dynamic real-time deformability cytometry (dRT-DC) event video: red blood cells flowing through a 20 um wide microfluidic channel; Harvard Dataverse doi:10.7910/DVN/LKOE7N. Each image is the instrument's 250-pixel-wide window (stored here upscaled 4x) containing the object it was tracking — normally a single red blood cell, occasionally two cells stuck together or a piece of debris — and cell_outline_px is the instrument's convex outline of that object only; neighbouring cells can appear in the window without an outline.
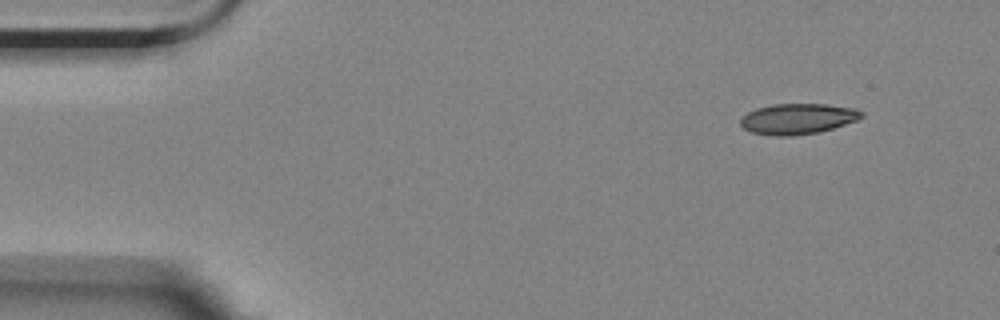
{"species": "Egyptian fruit bat (a non-hibernating species)", "species_latin": "Rousettus aegyptiacus", "temperature_condition": "room temperature", "stored_images_in_passage": 4, "camera_frame_rate_fps": 3000, "um_per_image_px": 0.085, "animal": {"sex": "female"}, "frame": {"image": 1, "passage_image": 1, "time_ms": 0.0, "image_size_px": [1000, 320], "cell_outline_px": [[864, 116], [856, 120], [820, 132], [792, 136], [772, 136], [752, 132], [744, 128], [740, 124], [740, 120], [748, 112], [756, 108], [772, 104], [828, 104], [856, 108], [864, 112]], "centroid_in_image_um": [67.82, 10.09], "position_along_channel_um": 17.2, "area_um2": 21.68}}
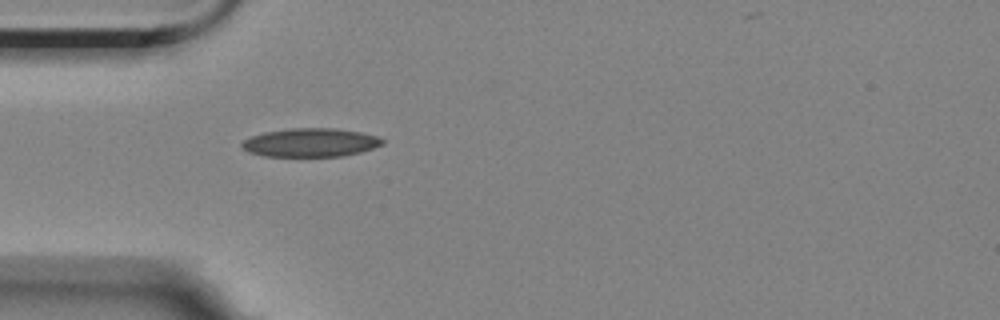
{"frame": {"image": 2, "passage_image": 4, "time_ms": 3.667, "image_size_px": [1000, 320], "cell_outline_px": [[384, 144], [360, 152], [344, 156], [264, 156], [248, 152], [240, 144], [244, 140], [252, 136], [264, 132], [292, 128], [336, 128], [360, 132], [376, 136], [384, 140]], "centroid_in_image_um": [26.4, 12.11], "position_along_channel_um": 58.6, "area_um2": 23.29}}